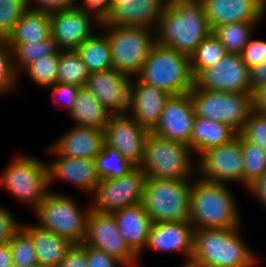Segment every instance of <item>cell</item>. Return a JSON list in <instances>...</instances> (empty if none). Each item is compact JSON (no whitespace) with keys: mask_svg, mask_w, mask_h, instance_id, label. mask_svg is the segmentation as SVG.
Listing matches in <instances>:
<instances>
[{"mask_svg":"<svg viewBox=\"0 0 266 267\" xmlns=\"http://www.w3.org/2000/svg\"><path fill=\"white\" fill-rule=\"evenodd\" d=\"M266 85V59L250 69V93Z\"/></svg>","mask_w":266,"mask_h":267,"instance_id":"f907efd6","label":"cell"},{"mask_svg":"<svg viewBox=\"0 0 266 267\" xmlns=\"http://www.w3.org/2000/svg\"><path fill=\"white\" fill-rule=\"evenodd\" d=\"M6 45L11 49L12 64L17 75L30 63L59 50L52 37L40 42Z\"/></svg>","mask_w":266,"mask_h":267,"instance_id":"1f68e13d","label":"cell"},{"mask_svg":"<svg viewBox=\"0 0 266 267\" xmlns=\"http://www.w3.org/2000/svg\"><path fill=\"white\" fill-rule=\"evenodd\" d=\"M219 40L211 33L190 55L193 77L201 70L213 66L227 55Z\"/></svg>","mask_w":266,"mask_h":267,"instance_id":"d590c367","label":"cell"},{"mask_svg":"<svg viewBox=\"0 0 266 267\" xmlns=\"http://www.w3.org/2000/svg\"><path fill=\"white\" fill-rule=\"evenodd\" d=\"M236 135L237 132L225 123L195 116L189 148L197 157L206 149L228 143Z\"/></svg>","mask_w":266,"mask_h":267,"instance_id":"4316f807","label":"cell"},{"mask_svg":"<svg viewBox=\"0 0 266 267\" xmlns=\"http://www.w3.org/2000/svg\"><path fill=\"white\" fill-rule=\"evenodd\" d=\"M30 267H47V266H43L40 263H37V264L31 265Z\"/></svg>","mask_w":266,"mask_h":267,"instance_id":"11a10c76","label":"cell"},{"mask_svg":"<svg viewBox=\"0 0 266 267\" xmlns=\"http://www.w3.org/2000/svg\"><path fill=\"white\" fill-rule=\"evenodd\" d=\"M104 144V129L71 125L50 146L59 155L95 159Z\"/></svg>","mask_w":266,"mask_h":267,"instance_id":"603a6c76","label":"cell"},{"mask_svg":"<svg viewBox=\"0 0 266 267\" xmlns=\"http://www.w3.org/2000/svg\"><path fill=\"white\" fill-rule=\"evenodd\" d=\"M27 8L48 14L77 8V0H26Z\"/></svg>","mask_w":266,"mask_h":267,"instance_id":"f6af8a7d","label":"cell"},{"mask_svg":"<svg viewBox=\"0 0 266 267\" xmlns=\"http://www.w3.org/2000/svg\"><path fill=\"white\" fill-rule=\"evenodd\" d=\"M14 267L37 264V256L30 235L21 227L9 241Z\"/></svg>","mask_w":266,"mask_h":267,"instance_id":"74e56055","label":"cell"},{"mask_svg":"<svg viewBox=\"0 0 266 267\" xmlns=\"http://www.w3.org/2000/svg\"><path fill=\"white\" fill-rule=\"evenodd\" d=\"M211 33L200 0H169L156 28V42L190 56Z\"/></svg>","mask_w":266,"mask_h":267,"instance_id":"7a4b0ae2","label":"cell"},{"mask_svg":"<svg viewBox=\"0 0 266 267\" xmlns=\"http://www.w3.org/2000/svg\"><path fill=\"white\" fill-rule=\"evenodd\" d=\"M124 1H126V0H111V11L115 7H117V6L121 5L122 3H124Z\"/></svg>","mask_w":266,"mask_h":267,"instance_id":"db71d44e","label":"cell"},{"mask_svg":"<svg viewBox=\"0 0 266 267\" xmlns=\"http://www.w3.org/2000/svg\"><path fill=\"white\" fill-rule=\"evenodd\" d=\"M1 171L0 187L32 213L50 191L47 163L39 156L17 152Z\"/></svg>","mask_w":266,"mask_h":267,"instance_id":"277c9868","label":"cell"},{"mask_svg":"<svg viewBox=\"0 0 266 267\" xmlns=\"http://www.w3.org/2000/svg\"><path fill=\"white\" fill-rule=\"evenodd\" d=\"M77 201L72 194L50 190L32 213L36 224L71 243H83L91 204L83 207Z\"/></svg>","mask_w":266,"mask_h":267,"instance_id":"8992f818","label":"cell"},{"mask_svg":"<svg viewBox=\"0 0 266 267\" xmlns=\"http://www.w3.org/2000/svg\"><path fill=\"white\" fill-rule=\"evenodd\" d=\"M195 116L190 92L171 95L151 132L189 146Z\"/></svg>","mask_w":266,"mask_h":267,"instance_id":"d6986e66","label":"cell"},{"mask_svg":"<svg viewBox=\"0 0 266 267\" xmlns=\"http://www.w3.org/2000/svg\"><path fill=\"white\" fill-rule=\"evenodd\" d=\"M100 180L127 175L135 168L115 148L104 144L103 150L95 158Z\"/></svg>","mask_w":266,"mask_h":267,"instance_id":"8d00e7d4","label":"cell"},{"mask_svg":"<svg viewBox=\"0 0 266 267\" xmlns=\"http://www.w3.org/2000/svg\"><path fill=\"white\" fill-rule=\"evenodd\" d=\"M230 184L214 183L195 176L192 179L189 222L195 230L239 228L243 226L241 209Z\"/></svg>","mask_w":266,"mask_h":267,"instance_id":"3957f363","label":"cell"},{"mask_svg":"<svg viewBox=\"0 0 266 267\" xmlns=\"http://www.w3.org/2000/svg\"><path fill=\"white\" fill-rule=\"evenodd\" d=\"M248 195L252 196L261 207H264L266 211V171L257 178L253 183H251L247 189Z\"/></svg>","mask_w":266,"mask_h":267,"instance_id":"681fc988","label":"cell"},{"mask_svg":"<svg viewBox=\"0 0 266 267\" xmlns=\"http://www.w3.org/2000/svg\"><path fill=\"white\" fill-rule=\"evenodd\" d=\"M77 8L94 14L103 22L111 13V0H77Z\"/></svg>","mask_w":266,"mask_h":267,"instance_id":"c3c4849f","label":"cell"},{"mask_svg":"<svg viewBox=\"0 0 266 267\" xmlns=\"http://www.w3.org/2000/svg\"><path fill=\"white\" fill-rule=\"evenodd\" d=\"M75 50L80 55L81 60L90 73L101 72L113 68L110 43L107 35L100 29Z\"/></svg>","mask_w":266,"mask_h":267,"instance_id":"f546056e","label":"cell"},{"mask_svg":"<svg viewBox=\"0 0 266 267\" xmlns=\"http://www.w3.org/2000/svg\"><path fill=\"white\" fill-rule=\"evenodd\" d=\"M146 180L147 176L140 167L118 178L100 180L90 197L91 209L113 213L142 203Z\"/></svg>","mask_w":266,"mask_h":267,"instance_id":"7c38bea8","label":"cell"},{"mask_svg":"<svg viewBox=\"0 0 266 267\" xmlns=\"http://www.w3.org/2000/svg\"><path fill=\"white\" fill-rule=\"evenodd\" d=\"M45 150L46 155L49 154L48 156L52 158L46 161L50 190L56 183L62 182L76 187L85 195L92 196L100 182L95 159L59 155L50 145Z\"/></svg>","mask_w":266,"mask_h":267,"instance_id":"5bb4252c","label":"cell"},{"mask_svg":"<svg viewBox=\"0 0 266 267\" xmlns=\"http://www.w3.org/2000/svg\"><path fill=\"white\" fill-rule=\"evenodd\" d=\"M105 144L115 148L135 167L144 159L149 130L139 125L129 114H112L104 128Z\"/></svg>","mask_w":266,"mask_h":267,"instance_id":"ac0fdd59","label":"cell"},{"mask_svg":"<svg viewBox=\"0 0 266 267\" xmlns=\"http://www.w3.org/2000/svg\"><path fill=\"white\" fill-rule=\"evenodd\" d=\"M266 7V0H259Z\"/></svg>","mask_w":266,"mask_h":267,"instance_id":"9f6ffc18","label":"cell"},{"mask_svg":"<svg viewBox=\"0 0 266 267\" xmlns=\"http://www.w3.org/2000/svg\"><path fill=\"white\" fill-rule=\"evenodd\" d=\"M253 109L258 112H266V85L253 93Z\"/></svg>","mask_w":266,"mask_h":267,"instance_id":"816d5d0a","label":"cell"},{"mask_svg":"<svg viewBox=\"0 0 266 267\" xmlns=\"http://www.w3.org/2000/svg\"><path fill=\"white\" fill-rule=\"evenodd\" d=\"M147 178L185 180L196 176V157L189 146L149 132L140 165Z\"/></svg>","mask_w":266,"mask_h":267,"instance_id":"52a82bcc","label":"cell"},{"mask_svg":"<svg viewBox=\"0 0 266 267\" xmlns=\"http://www.w3.org/2000/svg\"><path fill=\"white\" fill-rule=\"evenodd\" d=\"M49 37H51L50 15L27 9L4 42L6 44L34 43Z\"/></svg>","mask_w":266,"mask_h":267,"instance_id":"f1b7e54d","label":"cell"},{"mask_svg":"<svg viewBox=\"0 0 266 267\" xmlns=\"http://www.w3.org/2000/svg\"><path fill=\"white\" fill-rule=\"evenodd\" d=\"M80 88V86L75 84L56 82L54 85H51L45 89L51 90V98H53V103L59 105V107L61 106V109H65L68 116L73 109L76 100V94Z\"/></svg>","mask_w":266,"mask_h":267,"instance_id":"b9f144b4","label":"cell"},{"mask_svg":"<svg viewBox=\"0 0 266 267\" xmlns=\"http://www.w3.org/2000/svg\"><path fill=\"white\" fill-rule=\"evenodd\" d=\"M196 116L229 125L239 133L253 109V94L201 90L189 91Z\"/></svg>","mask_w":266,"mask_h":267,"instance_id":"30bf717a","label":"cell"},{"mask_svg":"<svg viewBox=\"0 0 266 267\" xmlns=\"http://www.w3.org/2000/svg\"><path fill=\"white\" fill-rule=\"evenodd\" d=\"M169 0H126L115 7L105 23L109 26H142L155 29Z\"/></svg>","mask_w":266,"mask_h":267,"instance_id":"cb8c5ba5","label":"cell"},{"mask_svg":"<svg viewBox=\"0 0 266 267\" xmlns=\"http://www.w3.org/2000/svg\"><path fill=\"white\" fill-rule=\"evenodd\" d=\"M243 152L238 133L220 146L202 151L196 157V176L202 180L243 187Z\"/></svg>","mask_w":266,"mask_h":267,"instance_id":"8fae6325","label":"cell"},{"mask_svg":"<svg viewBox=\"0 0 266 267\" xmlns=\"http://www.w3.org/2000/svg\"><path fill=\"white\" fill-rule=\"evenodd\" d=\"M49 15L51 37L59 50H75L100 29L102 22L94 14L78 8Z\"/></svg>","mask_w":266,"mask_h":267,"instance_id":"2e32d148","label":"cell"},{"mask_svg":"<svg viewBox=\"0 0 266 267\" xmlns=\"http://www.w3.org/2000/svg\"><path fill=\"white\" fill-rule=\"evenodd\" d=\"M200 1L212 30L235 22H262L266 16V7L259 0Z\"/></svg>","mask_w":266,"mask_h":267,"instance_id":"7402d4cb","label":"cell"},{"mask_svg":"<svg viewBox=\"0 0 266 267\" xmlns=\"http://www.w3.org/2000/svg\"><path fill=\"white\" fill-rule=\"evenodd\" d=\"M238 140L240 141L243 159V189L253 183L266 171V151L250 141L244 139L238 133Z\"/></svg>","mask_w":266,"mask_h":267,"instance_id":"e575fe53","label":"cell"},{"mask_svg":"<svg viewBox=\"0 0 266 267\" xmlns=\"http://www.w3.org/2000/svg\"><path fill=\"white\" fill-rule=\"evenodd\" d=\"M194 86L207 91L250 93V69L240 54L228 53L194 77Z\"/></svg>","mask_w":266,"mask_h":267,"instance_id":"9a60e30c","label":"cell"},{"mask_svg":"<svg viewBox=\"0 0 266 267\" xmlns=\"http://www.w3.org/2000/svg\"><path fill=\"white\" fill-rule=\"evenodd\" d=\"M261 22H235L217 26L212 34L224 46L227 53L240 54Z\"/></svg>","mask_w":266,"mask_h":267,"instance_id":"4dcf8cb0","label":"cell"},{"mask_svg":"<svg viewBox=\"0 0 266 267\" xmlns=\"http://www.w3.org/2000/svg\"><path fill=\"white\" fill-rule=\"evenodd\" d=\"M5 207L0 205V244L9 243L22 225V220L18 221L17 216Z\"/></svg>","mask_w":266,"mask_h":267,"instance_id":"ee69618b","label":"cell"},{"mask_svg":"<svg viewBox=\"0 0 266 267\" xmlns=\"http://www.w3.org/2000/svg\"><path fill=\"white\" fill-rule=\"evenodd\" d=\"M243 231V226L195 230L189 267H259L260 257Z\"/></svg>","mask_w":266,"mask_h":267,"instance_id":"6da1fadb","label":"cell"},{"mask_svg":"<svg viewBox=\"0 0 266 267\" xmlns=\"http://www.w3.org/2000/svg\"><path fill=\"white\" fill-rule=\"evenodd\" d=\"M171 94L133 77L128 113L139 125L151 131L157 124Z\"/></svg>","mask_w":266,"mask_h":267,"instance_id":"44dd1931","label":"cell"},{"mask_svg":"<svg viewBox=\"0 0 266 267\" xmlns=\"http://www.w3.org/2000/svg\"><path fill=\"white\" fill-rule=\"evenodd\" d=\"M194 231L189 221L153 223L146 246L138 255L139 267L142 265V254L147 249L168 255L179 254L185 259L179 267H189L193 253Z\"/></svg>","mask_w":266,"mask_h":267,"instance_id":"e0dca14e","label":"cell"},{"mask_svg":"<svg viewBox=\"0 0 266 267\" xmlns=\"http://www.w3.org/2000/svg\"><path fill=\"white\" fill-rule=\"evenodd\" d=\"M83 242L114 256L127 267H139L138 255L124 241L112 213H102L91 209Z\"/></svg>","mask_w":266,"mask_h":267,"instance_id":"4fadbf2b","label":"cell"},{"mask_svg":"<svg viewBox=\"0 0 266 267\" xmlns=\"http://www.w3.org/2000/svg\"><path fill=\"white\" fill-rule=\"evenodd\" d=\"M57 83L85 87L90 72L76 50H60Z\"/></svg>","mask_w":266,"mask_h":267,"instance_id":"836d02e7","label":"cell"},{"mask_svg":"<svg viewBox=\"0 0 266 267\" xmlns=\"http://www.w3.org/2000/svg\"><path fill=\"white\" fill-rule=\"evenodd\" d=\"M88 267H127L122 261L104 251L87 245Z\"/></svg>","mask_w":266,"mask_h":267,"instance_id":"7dc6e473","label":"cell"},{"mask_svg":"<svg viewBox=\"0 0 266 267\" xmlns=\"http://www.w3.org/2000/svg\"><path fill=\"white\" fill-rule=\"evenodd\" d=\"M111 115L86 87H81L68 119L72 125L104 129Z\"/></svg>","mask_w":266,"mask_h":267,"instance_id":"83f0119b","label":"cell"},{"mask_svg":"<svg viewBox=\"0 0 266 267\" xmlns=\"http://www.w3.org/2000/svg\"><path fill=\"white\" fill-rule=\"evenodd\" d=\"M100 30L107 35L111 46L112 67L135 77L156 43V30L142 26H109L104 21Z\"/></svg>","mask_w":266,"mask_h":267,"instance_id":"ba28073f","label":"cell"},{"mask_svg":"<svg viewBox=\"0 0 266 267\" xmlns=\"http://www.w3.org/2000/svg\"><path fill=\"white\" fill-rule=\"evenodd\" d=\"M18 89V75L12 64V52L4 41H0V98L15 94Z\"/></svg>","mask_w":266,"mask_h":267,"instance_id":"ab89813d","label":"cell"},{"mask_svg":"<svg viewBox=\"0 0 266 267\" xmlns=\"http://www.w3.org/2000/svg\"><path fill=\"white\" fill-rule=\"evenodd\" d=\"M25 223L23 221L21 227L32 239L38 263L47 267H58L73 243L36 223Z\"/></svg>","mask_w":266,"mask_h":267,"instance_id":"484cf974","label":"cell"},{"mask_svg":"<svg viewBox=\"0 0 266 267\" xmlns=\"http://www.w3.org/2000/svg\"><path fill=\"white\" fill-rule=\"evenodd\" d=\"M133 77L114 68L90 73L85 87L111 113L126 114Z\"/></svg>","mask_w":266,"mask_h":267,"instance_id":"ffe728a7","label":"cell"},{"mask_svg":"<svg viewBox=\"0 0 266 267\" xmlns=\"http://www.w3.org/2000/svg\"><path fill=\"white\" fill-rule=\"evenodd\" d=\"M239 134L266 151V112L253 110Z\"/></svg>","mask_w":266,"mask_h":267,"instance_id":"60d3db41","label":"cell"},{"mask_svg":"<svg viewBox=\"0 0 266 267\" xmlns=\"http://www.w3.org/2000/svg\"><path fill=\"white\" fill-rule=\"evenodd\" d=\"M0 267H14L9 243L0 244Z\"/></svg>","mask_w":266,"mask_h":267,"instance_id":"f5cc1de1","label":"cell"},{"mask_svg":"<svg viewBox=\"0 0 266 267\" xmlns=\"http://www.w3.org/2000/svg\"><path fill=\"white\" fill-rule=\"evenodd\" d=\"M254 36L255 34L240 53L242 61L249 69L259 65L266 59V41L257 39Z\"/></svg>","mask_w":266,"mask_h":267,"instance_id":"7bdbcfd3","label":"cell"},{"mask_svg":"<svg viewBox=\"0 0 266 267\" xmlns=\"http://www.w3.org/2000/svg\"><path fill=\"white\" fill-rule=\"evenodd\" d=\"M135 77L171 95L187 93L194 86L190 56L157 42Z\"/></svg>","mask_w":266,"mask_h":267,"instance_id":"5b68a950","label":"cell"},{"mask_svg":"<svg viewBox=\"0 0 266 267\" xmlns=\"http://www.w3.org/2000/svg\"><path fill=\"white\" fill-rule=\"evenodd\" d=\"M192 179L147 178L142 204L155 222L189 221Z\"/></svg>","mask_w":266,"mask_h":267,"instance_id":"9c48e42d","label":"cell"},{"mask_svg":"<svg viewBox=\"0 0 266 267\" xmlns=\"http://www.w3.org/2000/svg\"><path fill=\"white\" fill-rule=\"evenodd\" d=\"M58 267H88L87 245L83 243H73Z\"/></svg>","mask_w":266,"mask_h":267,"instance_id":"bcb514c9","label":"cell"},{"mask_svg":"<svg viewBox=\"0 0 266 267\" xmlns=\"http://www.w3.org/2000/svg\"><path fill=\"white\" fill-rule=\"evenodd\" d=\"M124 241L139 255L145 248L153 224L142 203L112 213Z\"/></svg>","mask_w":266,"mask_h":267,"instance_id":"d4e9b609","label":"cell"},{"mask_svg":"<svg viewBox=\"0 0 266 267\" xmlns=\"http://www.w3.org/2000/svg\"><path fill=\"white\" fill-rule=\"evenodd\" d=\"M59 54L60 50L53 55L42 57L27 65L18 75V88L23 73L30 79L29 81L41 89L54 85L57 82Z\"/></svg>","mask_w":266,"mask_h":267,"instance_id":"d6a6232c","label":"cell"},{"mask_svg":"<svg viewBox=\"0 0 266 267\" xmlns=\"http://www.w3.org/2000/svg\"><path fill=\"white\" fill-rule=\"evenodd\" d=\"M26 0H0V41H5L27 10Z\"/></svg>","mask_w":266,"mask_h":267,"instance_id":"f35d334b","label":"cell"}]
</instances>
